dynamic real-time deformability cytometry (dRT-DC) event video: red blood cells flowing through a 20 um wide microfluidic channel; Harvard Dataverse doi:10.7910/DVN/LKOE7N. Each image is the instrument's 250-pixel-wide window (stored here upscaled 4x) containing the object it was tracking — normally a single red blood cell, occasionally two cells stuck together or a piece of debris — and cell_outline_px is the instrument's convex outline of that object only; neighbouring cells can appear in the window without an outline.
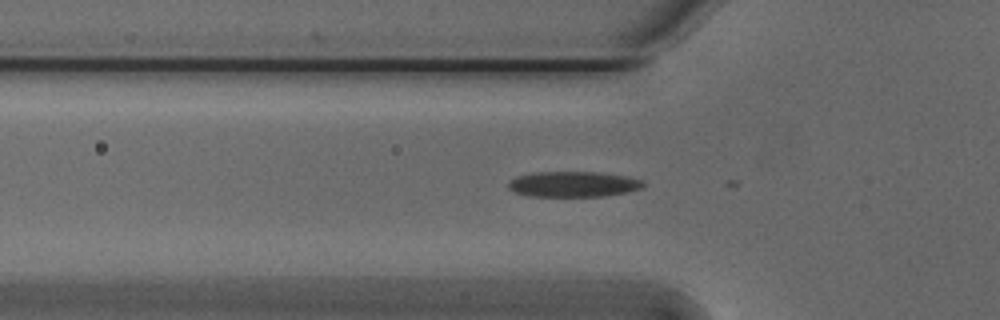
{"species": "Egyptian fruit bat (a non-hibernating species)", "species_latin": "Rousettus aegyptiacus", "temperature_condition": "cold", "stored_images_in_passage": 3, "camera_frame_rate_fps": 3000, "um_per_image_px": 0.085, "animal": {"sex": "male"}, "frame": {"image": 1, "passage_image": 2, "time_ms": 0.333, "image_size_px": [1000, 320], "cell_outline_px": [[644, 184], [640, 188], [628, 192], [604, 196], [528, 196], [512, 192], [508, 188], [508, 180], [516, 176], [532, 172], [596, 172], [628, 176], [644, 180]], "centroid_in_image_um": [48.68, 15.65], "position_along_channel_um": 77.1, "area_um2": 20.29}}